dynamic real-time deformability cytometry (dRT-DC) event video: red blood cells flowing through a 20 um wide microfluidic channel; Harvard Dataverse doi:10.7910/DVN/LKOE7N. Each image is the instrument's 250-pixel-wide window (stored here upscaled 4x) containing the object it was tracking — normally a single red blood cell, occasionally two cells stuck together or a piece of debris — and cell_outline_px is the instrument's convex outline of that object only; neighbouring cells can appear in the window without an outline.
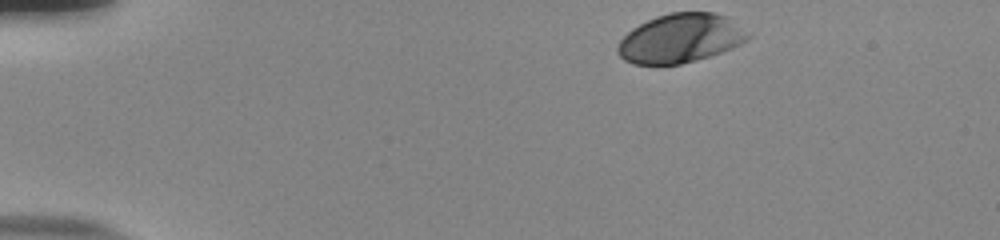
{"species": "human", "species_latin": "Homo sapiens", "temperature_condition": "room temperature", "stored_images_in_passage": 39, "camera_frame_rate_fps": 3000, "um_per_image_px": 0.085, "donor": {"sex": "male"}, "frame": {"image": 1, "passage_image": 1, "time_ms": 0.0, "image_size_px": [1000, 240], "cell_outline_px": [[752, 36], [740, 44], [732, 48], [696, 60], [680, 64], [632, 64], [624, 60], [616, 52], [616, 48], [620, 40], [632, 28], [656, 16], [668, 12], [716, 12], [728, 16], [752, 32]], "centroid_in_image_um": [57.88, 3.24], "position_along_channel_um": 27.1, "area_um2": 37.57}}
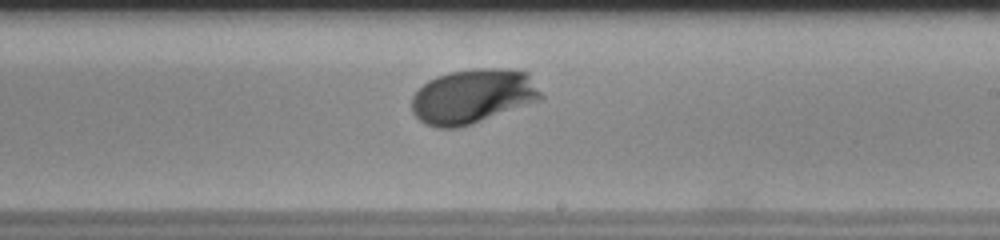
{"frame": {"image": 2, "passage_image": 26, "time_ms": 8.333, "image_size_px": [1000, 240], "cell_outline_px": [[544, 100], [460, 128], [436, 128], [424, 124], [412, 112], [412, 96], [428, 80], [436, 76], [448, 72], [472, 68], [508, 68], [528, 72], [544, 96]], "centroid_in_image_um": [40.23, 8.18], "position_along_channel_um": 248.8, "area_um2": 41.79}}
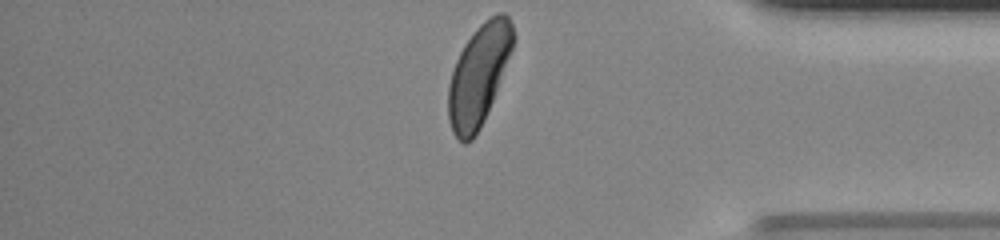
{"frame": {"image": 3, "passage_image": 39, "time_ms": 12.667, "image_size_px": [1000, 240], "cell_outline_px": [[516, 36], [512, 48], [492, 100], [480, 128], [472, 140], [464, 144], [452, 132], [448, 120], [448, 84], [456, 60], [464, 44], [476, 28], [484, 20], [496, 12], [504, 12], [508, 16], [512, 24]], "centroid_in_image_um": [40.68, 6.35], "position_along_channel_um": 394.5, "area_um2": 37.74}, "authors_computed_cell_mechanics": {"area_um2": 37.57, "velocity_mm_per_s": 3.7565, "shape_relaxation_time_tau1_ms": 2.0806, "shape_relaxation_time_tau2_ms": null, "deformation_change_tau1": 0.137, "deformation_change_tau2": null}}